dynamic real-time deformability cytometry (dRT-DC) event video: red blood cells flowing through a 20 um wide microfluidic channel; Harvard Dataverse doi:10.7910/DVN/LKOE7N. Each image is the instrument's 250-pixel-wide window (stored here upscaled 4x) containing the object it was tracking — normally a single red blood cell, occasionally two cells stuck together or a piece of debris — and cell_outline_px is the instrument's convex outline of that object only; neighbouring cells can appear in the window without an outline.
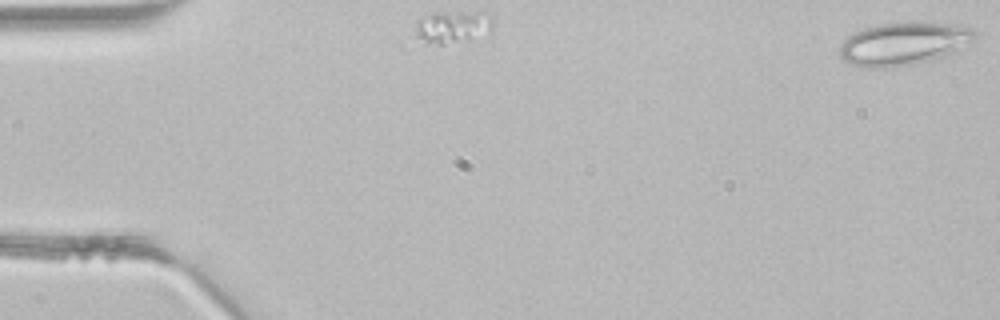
{"species": "common noctule bat (a hibernating species)", "species_latin": "Nyctalus noctula", "temperature_condition": "room temperature", "stored_images_in_passage": 4, "camera_frame_rate_fps": 3000, "um_per_image_px": 0.085, "animal": {"sex": "male", "body_mass_g": 21.5, "forearm_length_mm": 52.0}, "frame": {"image": 1, "passage_image": 1, "time_ms": 0.0, "image_size_px": [1000, 320], "cell_outline_px": [[976, 36], [972, 40], [948, 56], [932, 60], [912, 64], [884, 68], [860, 68], [848, 64], [840, 60], [840, 44], [848, 36], [864, 28], [876, 24], [900, 20], [924, 20], [956, 24], [976, 28]], "centroid_in_image_um": [76.81, 3.68], "position_along_channel_um": 8.2, "area_um2": 35.14}}